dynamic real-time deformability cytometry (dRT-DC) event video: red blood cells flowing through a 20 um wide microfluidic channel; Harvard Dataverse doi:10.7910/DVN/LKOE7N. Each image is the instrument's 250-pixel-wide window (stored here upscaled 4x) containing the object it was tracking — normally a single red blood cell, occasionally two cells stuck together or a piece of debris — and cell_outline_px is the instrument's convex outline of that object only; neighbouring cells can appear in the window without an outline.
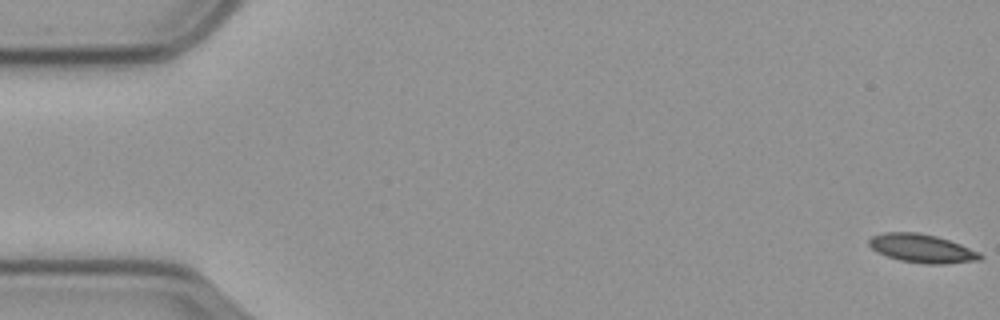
{"species": "common noctule bat (a hibernating species)", "species_latin": "Nyctalus noctula", "temperature_condition": "cold", "stored_images_in_passage": 58, "camera_frame_rate_fps": 3000, "um_per_image_px": 0.085, "animal": {"sex": "male", "body_mass_g": 23.1, "forearm_length_mm": 52.7}, "frame": {"image": 1, "passage_image": 1, "time_ms": 0.0, "image_size_px": [1000, 320], "cell_outline_px": [[984, 256], [980, 260], [944, 264], [928, 264], [900, 260], [876, 252], [868, 244], [868, 240], [872, 236], [884, 232], [920, 232], [936, 236], [960, 244], [980, 252]], "centroid_in_image_um": [78.37, 21.11], "position_along_channel_um": 6.6, "area_um2": 18.5}}
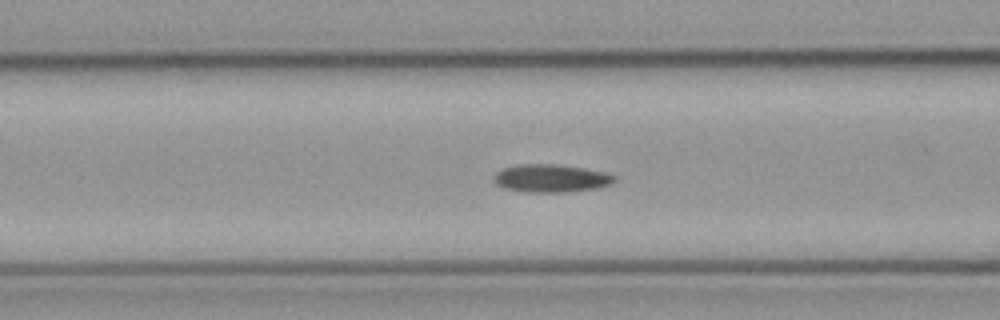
{"frame": {"image": 2, "passage_image": 23, "time_ms": 7.333, "image_size_px": [1000, 320], "cell_outline_px": [[616, 180], [612, 184], [596, 188], [564, 192], [524, 192], [504, 188], [496, 184], [492, 180], [492, 176], [496, 172], [504, 168], [516, 164], [552, 164], [584, 168], [604, 172], [616, 176]], "centroid_in_image_um": [46.8, 15.15], "position_along_channel_um": 119.8, "area_um2": 19.71}}
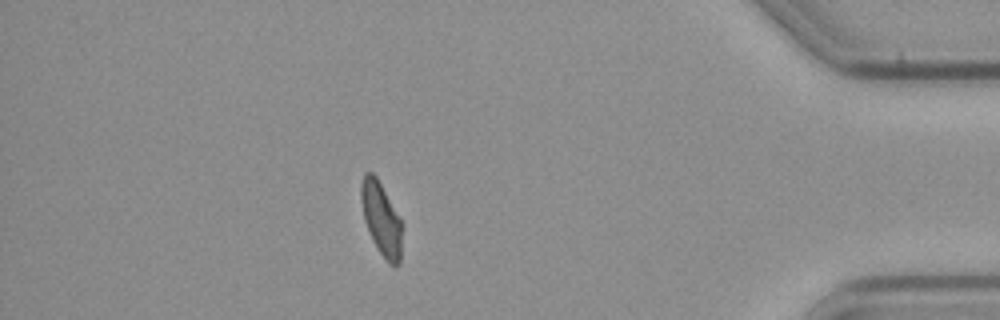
{"frame": {"image": 3, "passage_image": 51, "time_ms": 16.667, "image_size_px": [1000, 320], "cell_outline_px": [[400, 264], [396, 268], [388, 264], [384, 260], [372, 240], [368, 232], [364, 220], [360, 196], [360, 184], [364, 172], [372, 172], [376, 176], [400, 220]], "centroid_in_image_um": [32.36, 18.63], "position_along_channel_um": 402.8, "area_um2": 17.22}, "authors_computed_cell_mechanics": {"area_um2": 18.5249, "velocity_mm_per_s": 3.5472, "shape_relaxation_time_tau1_ms": 7.2923, "shape_relaxation_time_tau2_ms": 4.0054, "deformation_change_tau1": 0.1491, "deformation_change_tau2": 0.0841}}